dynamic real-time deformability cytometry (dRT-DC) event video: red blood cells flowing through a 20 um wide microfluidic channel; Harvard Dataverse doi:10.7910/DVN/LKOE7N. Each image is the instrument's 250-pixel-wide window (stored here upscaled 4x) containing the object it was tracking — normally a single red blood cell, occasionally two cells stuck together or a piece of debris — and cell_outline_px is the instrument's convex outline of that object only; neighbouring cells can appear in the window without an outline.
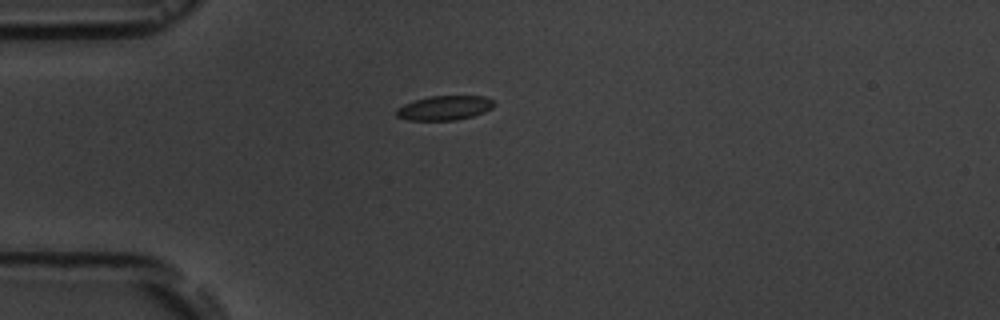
{"species": "common noctule bat (a hibernating species)", "species_latin": "Nyctalus noctula", "temperature_condition": "room temperature", "stored_images_in_passage": 7, "camera_frame_rate_fps": 3000, "um_per_image_px": 0.085, "animal": {"sex": "male", "body_mass_g": 19.5, "forearm_length_mm": 54.6}, "frame": {"image": 1, "passage_image": 1, "time_ms": 0.0, "image_size_px": [1000, 320], "cell_outline_px": [[496, 104], [492, 108], [484, 112], [472, 116], [456, 120], [408, 120], [396, 116], [396, 108], [404, 104], [428, 96], [484, 96], [492, 100]], "centroid_in_image_um": [37.78, 9.17], "position_along_channel_um": 47.2, "area_um2": 13.87}}
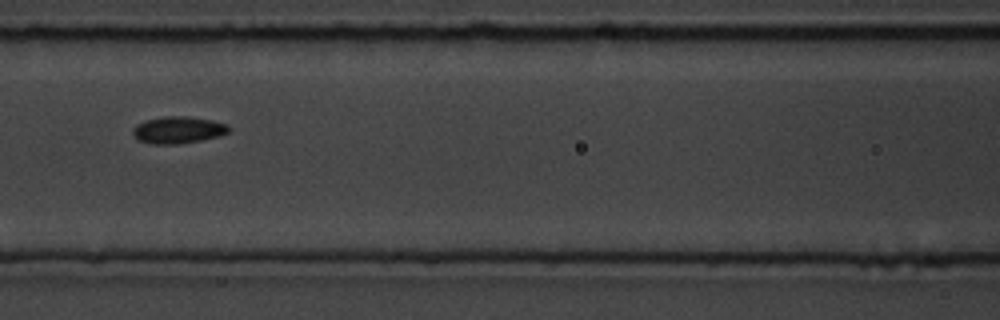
{"frame": {"image": 2, "passage_image": 4, "time_ms": 3.333, "image_size_px": [1000, 320], "cell_outline_px": [[228, 132], [220, 136], [180, 144], [148, 144], [136, 140], [132, 132], [132, 128], [136, 124], [144, 120], [164, 116], [184, 116], [212, 120], [228, 124]], "centroid_in_image_um": [15.07, 11.05], "position_along_channel_um": 151.5, "area_um2": 15.26}}
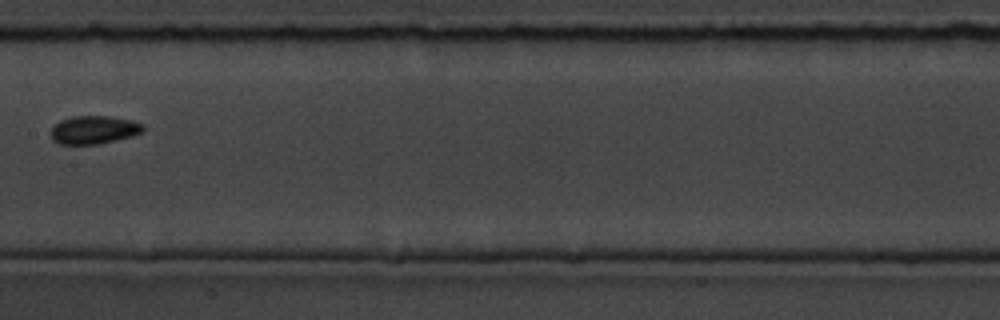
{"frame": {"image": 3, "passage_image": 5, "time_ms": 4.667, "image_size_px": [1000, 320], "cell_outline_px": [[144, 132], [132, 136], [100, 144], [56, 144], [52, 140], [52, 128], [60, 120], [72, 116], [108, 116], [132, 120], [144, 124]], "centroid_in_image_um": [8.0, 11.04], "position_along_channel_um": 199.4, "area_um2": 15.26}}